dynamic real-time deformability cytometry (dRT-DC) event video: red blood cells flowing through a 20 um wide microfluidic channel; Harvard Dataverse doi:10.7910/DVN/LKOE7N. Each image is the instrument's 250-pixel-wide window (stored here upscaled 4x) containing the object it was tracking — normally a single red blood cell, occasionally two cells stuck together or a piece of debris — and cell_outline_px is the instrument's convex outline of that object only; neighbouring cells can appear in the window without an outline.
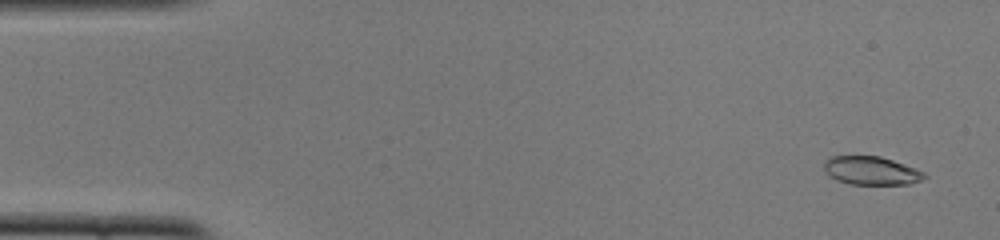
{"species": "common noctule bat (a hibernating species)", "species_latin": "Nyctalus noctula", "temperature_condition": "cold", "stored_images_in_passage": 52, "camera_frame_rate_fps": 3000, "um_per_image_px": 0.085, "animal": {"sex": "female", "body_mass_g": 22.0, "forearm_length_mm": 56.7}, "frame": {"image": 1, "passage_image": 3, "time_ms": 0.667, "image_size_px": [1000, 240], "cell_outline_px": [[928, 176], [920, 180], [908, 184], [848, 184], [836, 180], [828, 176], [824, 168], [824, 160], [832, 156], [880, 156], [916, 168], [924, 172]], "centroid_in_image_um": [74.03, 14.5], "position_along_channel_um": 11.0, "area_um2": 16.65}}
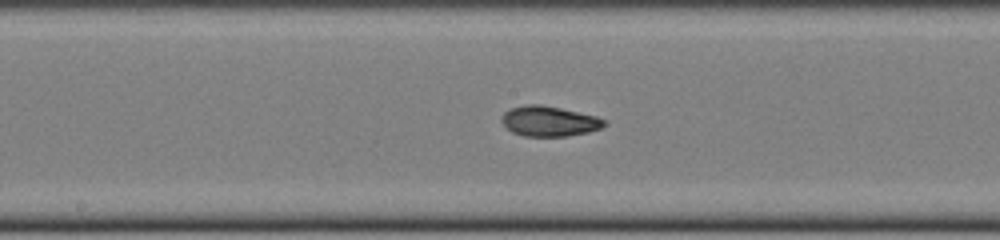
{"frame": {"image": 2, "passage_image": 27, "time_ms": 8.667, "image_size_px": [1000, 240], "cell_outline_px": [[608, 124], [600, 128], [588, 132], [568, 136], [524, 136], [512, 132], [500, 120], [504, 112], [512, 108], [528, 104], [540, 104], [560, 108], [596, 116], [608, 120]], "centroid_in_image_um": [46.71, 10.3], "position_along_channel_um": 201.5, "area_um2": 18.03}}
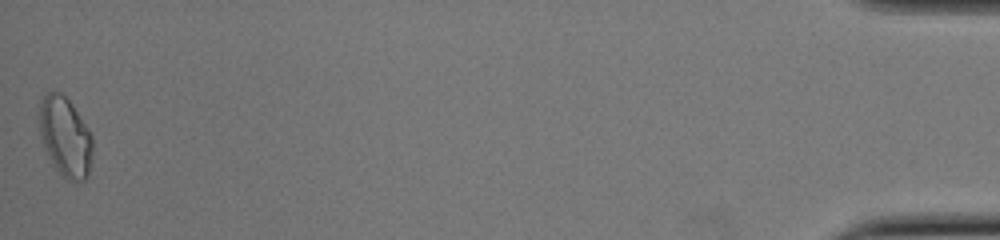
{"frame": {"image": 3, "passage_image": 52, "time_ms": 17.0, "image_size_px": [1000, 240], "cell_outline_px": [[92, 152], [88, 176], [84, 180], [76, 184], [72, 184], [52, 164], [44, 148], [40, 136], [36, 116], [40, 100], [48, 92], [60, 92], [72, 104], [92, 136]], "centroid_in_image_um": [5.5, 11.64], "position_along_channel_um": 429.7, "area_um2": 25.14}, "authors_computed_cell_mechanics": {"area_um2": 17.9758, "velocity_mm_per_s": 3.8722, "shape_relaxation_time_tau1_ms": null, "shape_relaxation_time_tau2_ms": 2.1664, "deformation_change_tau1": null, "deformation_change_tau2": 0.0789}}